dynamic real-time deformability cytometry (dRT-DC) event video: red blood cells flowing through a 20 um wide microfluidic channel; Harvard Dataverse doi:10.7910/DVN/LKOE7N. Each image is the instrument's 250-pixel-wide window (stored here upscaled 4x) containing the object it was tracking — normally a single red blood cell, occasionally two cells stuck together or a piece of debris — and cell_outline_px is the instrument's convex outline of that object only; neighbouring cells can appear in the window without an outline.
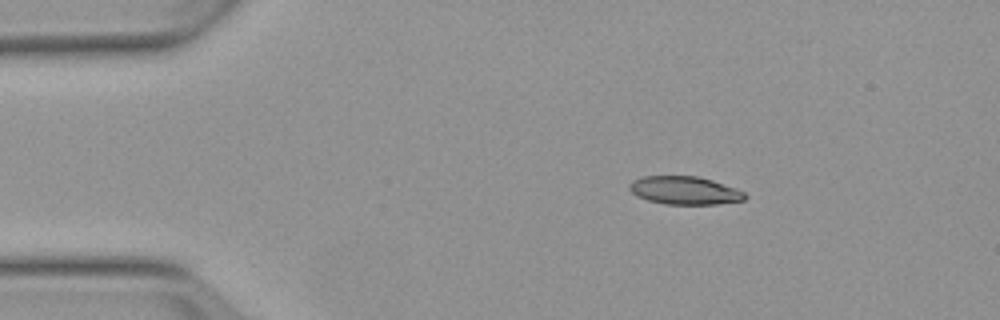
{"species": "Egyptian fruit bat (a non-hibernating species)", "species_latin": "Rousettus aegyptiacus", "temperature_condition": "warm", "stored_images_in_passage": 3, "camera_frame_rate_fps": 3000, "um_per_image_px": 0.085, "animal": {"sex": "female"}, "frame": {"image": 1, "passage_image": 1, "time_ms": 0.0, "image_size_px": [1000, 320], "cell_outline_px": [[748, 196], [744, 200], [716, 204], [664, 204], [648, 200], [636, 196], [628, 188], [628, 184], [632, 180], [644, 176], [696, 176], [712, 180], [736, 188], [744, 192]], "centroid_in_image_um": [58.18, 16.18], "position_along_channel_um": 26.8, "area_um2": 18.96}}
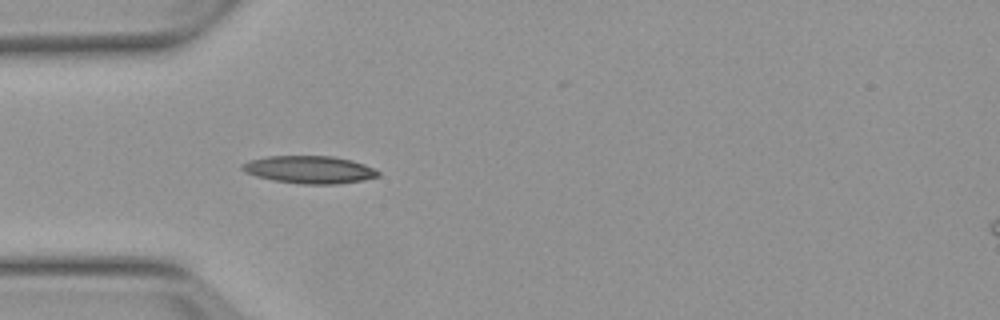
{"frame": {"image": 2, "passage_image": 3, "time_ms": 2.333, "image_size_px": [1000, 320], "cell_outline_px": [[380, 176], [364, 180], [336, 184], [300, 184], [276, 180], [256, 176], [244, 172], [240, 168], [240, 164], [248, 160], [268, 156], [332, 156], [352, 160], [364, 164], [380, 172]], "centroid_in_image_um": [26.28, 14.41], "position_along_channel_um": 58.7, "area_um2": 21.91}}